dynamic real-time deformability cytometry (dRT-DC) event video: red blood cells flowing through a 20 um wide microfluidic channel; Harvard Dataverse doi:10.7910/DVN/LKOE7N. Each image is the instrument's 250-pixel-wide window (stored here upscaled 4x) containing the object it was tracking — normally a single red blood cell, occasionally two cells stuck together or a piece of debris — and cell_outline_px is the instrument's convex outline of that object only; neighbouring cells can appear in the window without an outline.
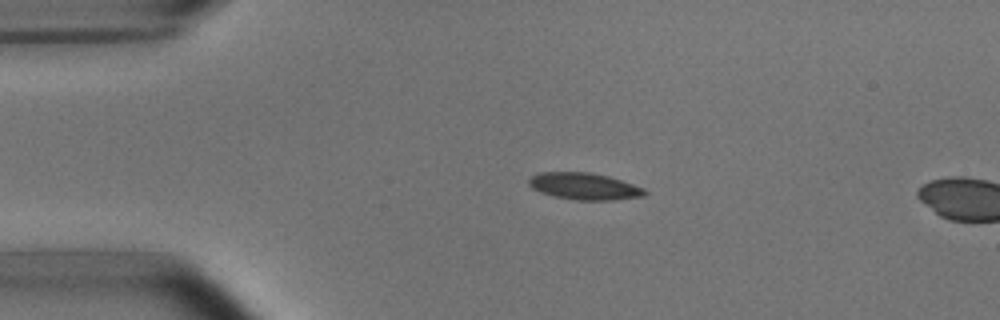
{"species": "common noctule bat (a hibernating species)", "species_latin": "Nyctalus noctula", "temperature_condition": "room temperature", "stored_images_in_passage": 4, "camera_frame_rate_fps": 3000, "um_per_image_px": 0.085, "animal": {"sex": "male", "body_mass_g": 15.6}, "frame": {"image": 1, "passage_image": 3, "time_ms": 2.333, "image_size_px": [1000, 320], "cell_outline_px": [[648, 192], [644, 196], [612, 200], [576, 200], [556, 196], [540, 192], [532, 188], [528, 184], [528, 180], [532, 176], [540, 172], [592, 172], [608, 176], [644, 188]], "centroid_in_image_um": [49.66, 15.83], "position_along_channel_um": 35.3, "area_um2": 18.03}}